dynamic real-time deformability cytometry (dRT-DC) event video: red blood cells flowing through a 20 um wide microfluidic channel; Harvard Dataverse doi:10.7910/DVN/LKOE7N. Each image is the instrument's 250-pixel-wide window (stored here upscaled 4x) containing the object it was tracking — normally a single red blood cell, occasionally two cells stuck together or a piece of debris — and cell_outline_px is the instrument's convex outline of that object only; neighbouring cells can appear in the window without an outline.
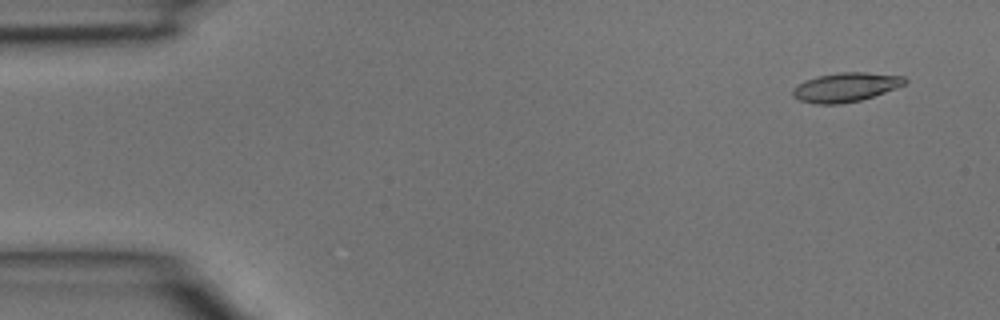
{"species": "common noctule bat (a hibernating species)", "species_latin": "Nyctalus noctula", "temperature_condition": "room temperature", "stored_images_in_passage": 3, "camera_frame_rate_fps": 3000, "um_per_image_px": 0.085, "animal": {"sex": "male", "body_mass_g": 15.6}, "frame": {"image": 1, "passage_image": 1, "time_ms": 0.0, "image_size_px": [1000, 320], "cell_outline_px": [[908, 80], [904, 84], [896, 88], [860, 100], [840, 104], [816, 104], [800, 100], [792, 96], [792, 88], [804, 80], [816, 76], [840, 72], [864, 72], [904, 76]], "centroid_in_image_um": [71.85, 7.4], "position_along_channel_um": 13.2, "area_um2": 19.02}}
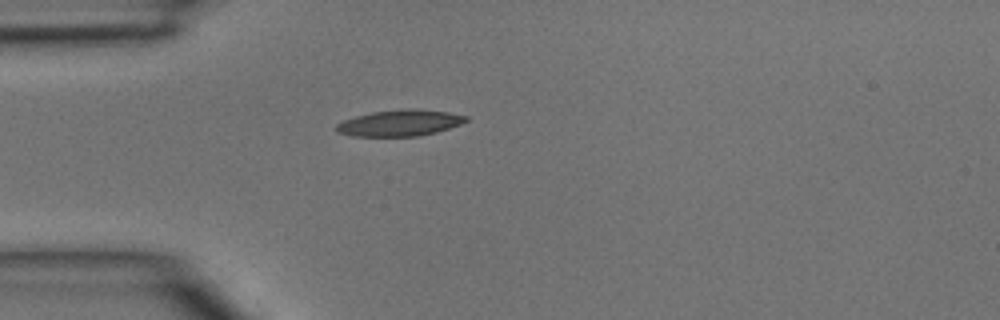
{"frame": {"image": 2, "passage_image": 3, "time_ms": 0.667, "image_size_px": [1000, 320], "cell_outline_px": [[468, 120], [460, 124], [436, 132], [420, 136], [352, 136], [336, 132], [336, 124], [344, 120], [356, 116], [372, 112], [408, 108], [448, 112], [468, 116]], "centroid_in_image_um": [33.97, 10.45], "position_along_channel_um": 51.0, "area_um2": 19.71}}